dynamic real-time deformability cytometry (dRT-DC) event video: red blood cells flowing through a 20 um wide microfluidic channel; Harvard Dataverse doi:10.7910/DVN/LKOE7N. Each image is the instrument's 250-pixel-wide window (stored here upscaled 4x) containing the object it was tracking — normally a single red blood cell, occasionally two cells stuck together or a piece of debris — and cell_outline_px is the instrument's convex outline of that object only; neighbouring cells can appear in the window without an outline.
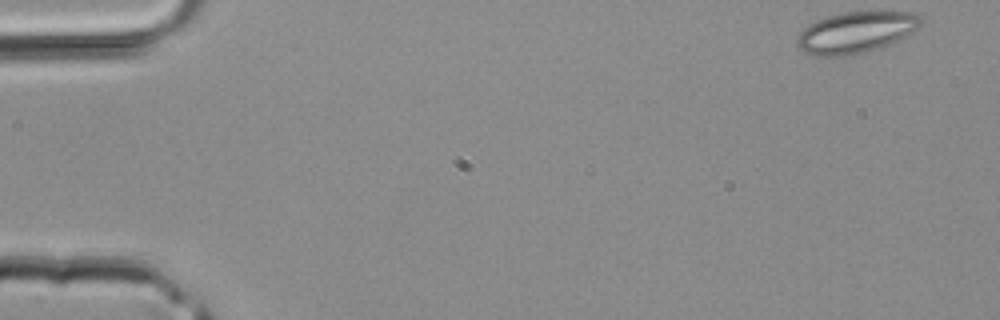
{"species": "common noctule bat (a hibernating species)", "species_latin": "Nyctalus noctula", "temperature_condition": "room temperature", "stored_images_in_passage": 40, "camera_frame_rate_fps": 3000, "um_per_image_px": 0.085, "animal": {"sex": "male", "body_mass_g": 20.4}, "frame": {"image": 1, "passage_image": 1, "time_ms": 0.0, "image_size_px": [1000, 320], "cell_outline_px": [[924, 20], [912, 32], [896, 44], [848, 56], [812, 56], [804, 52], [796, 44], [796, 36], [808, 24], [816, 20], [840, 12], [916, 12], [924, 16]], "centroid_in_image_um": [72.78, 2.76], "position_along_channel_um": 12.2, "area_um2": 30.4}}
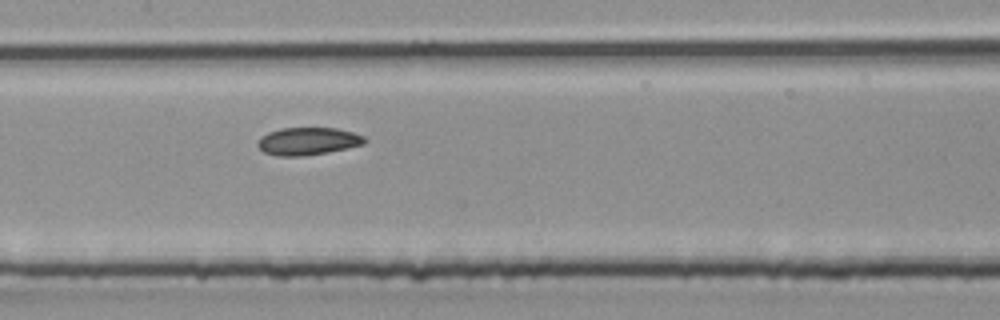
{"frame": {"image": 2, "passage_image": 19, "time_ms": 6.0, "image_size_px": [1000, 320], "cell_outline_px": [[368, 140], [364, 144], [348, 148], [328, 152], [304, 156], [276, 156], [264, 152], [256, 144], [260, 136], [268, 132], [280, 128], [336, 128], [352, 132], [364, 136]], "centroid_in_image_um": [26.16, 12.0], "position_along_channel_um": 181.2, "area_um2": 17.34}}
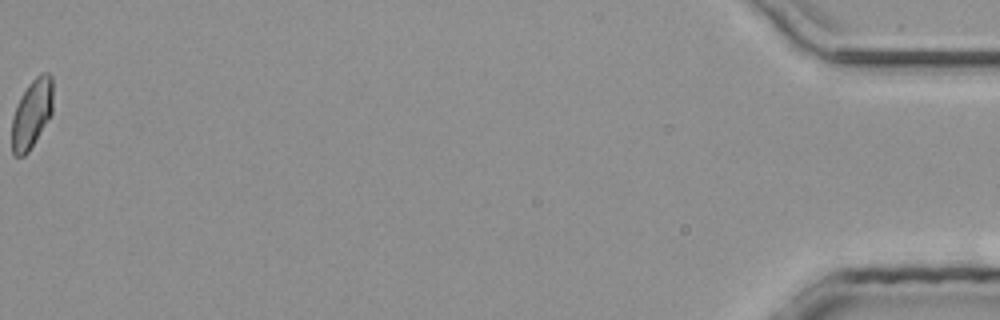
{"frame": {"image": 3, "passage_image": 40, "time_ms": 13.0, "image_size_px": [1000, 320], "cell_outline_px": [[52, 112], [28, 152], [24, 156], [12, 156], [12, 116], [16, 104], [20, 96], [28, 84], [40, 72], [48, 72], [52, 76]], "centroid_in_image_um": [2.68, 9.63], "position_along_channel_um": 432.5, "area_um2": 16.53}}